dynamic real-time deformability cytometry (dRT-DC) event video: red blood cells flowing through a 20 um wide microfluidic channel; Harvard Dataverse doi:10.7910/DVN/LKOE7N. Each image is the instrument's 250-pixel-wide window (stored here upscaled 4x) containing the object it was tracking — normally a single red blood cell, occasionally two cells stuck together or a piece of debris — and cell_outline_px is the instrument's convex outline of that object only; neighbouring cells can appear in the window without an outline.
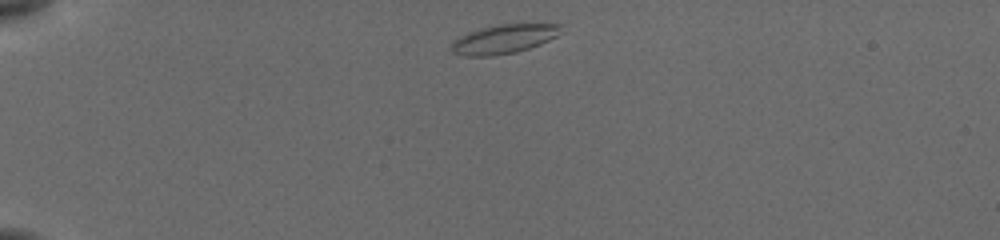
{"species": "common noctule bat (a hibernating species)", "species_latin": "Nyctalus noctula", "temperature_condition": "cold", "stored_images_in_passage": 33, "camera_frame_rate_fps": 3000, "um_per_image_px": 0.085, "animal": {"sex": "female", "body_mass_g": 19.5, "forearm_length_mm": 54.1}, "frame": {"image": 1, "passage_image": 1, "time_ms": 0.0, "image_size_px": [1000, 240], "cell_outline_px": [[560, 24], [556, 36], [540, 44], [516, 52], [488, 56], [464, 56], [452, 52], [452, 44], [460, 36], [468, 32], [500, 24]], "centroid_in_image_um": [42.79, 3.33], "position_along_channel_um": 42.2, "area_um2": 17.98}}
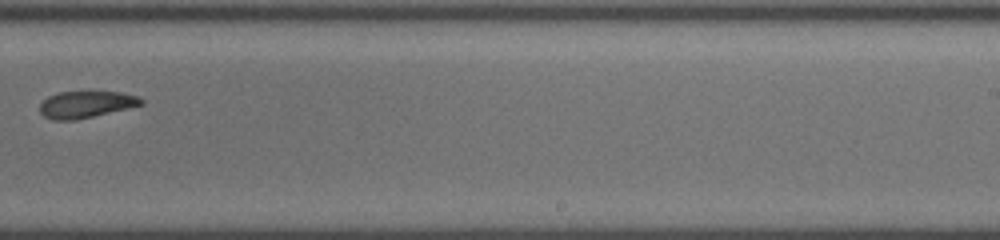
{"frame": {"image": 2, "passage_image": 21, "time_ms": 7.667, "image_size_px": [1000, 240], "cell_outline_px": [[144, 104], [76, 120], [52, 120], [44, 116], [40, 112], [40, 104], [48, 96], [60, 92], [88, 88], [120, 92], [140, 96], [144, 100]], "centroid_in_image_um": [7.33, 8.81], "position_along_channel_um": 281.7, "area_um2": 16.59}}
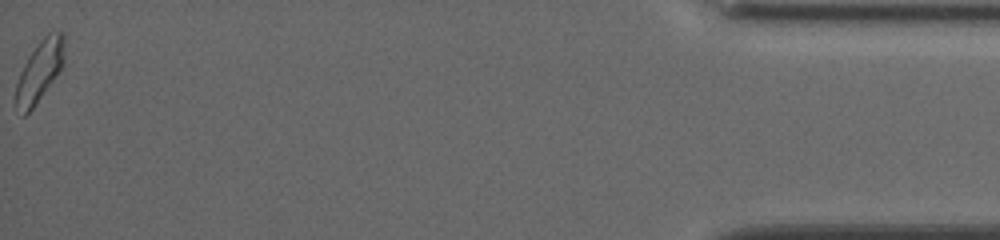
{"frame": {"image": 3, "passage_image": 33, "time_ms": 13.667, "image_size_px": [1000, 240], "cell_outline_px": [[64, 64], [56, 76], [32, 108], [24, 116], [16, 104], [16, 84], [20, 72], [28, 56], [40, 40], [48, 32], [64, 32]], "centroid_in_image_um": [3.39, 5.98], "position_along_channel_um": 431.8, "area_um2": 16.94}, "authors_computed_cell_mechanics": {"area_um2": 16.9932, "velocity_mm_per_s": 3.8336, "shape_relaxation_time_tau1_ms": 7.0344, "shape_relaxation_time_tau2_ms": 6.876, "deformation_change_tau1": 0.1616, "deformation_change_tau2": 0.1097}}